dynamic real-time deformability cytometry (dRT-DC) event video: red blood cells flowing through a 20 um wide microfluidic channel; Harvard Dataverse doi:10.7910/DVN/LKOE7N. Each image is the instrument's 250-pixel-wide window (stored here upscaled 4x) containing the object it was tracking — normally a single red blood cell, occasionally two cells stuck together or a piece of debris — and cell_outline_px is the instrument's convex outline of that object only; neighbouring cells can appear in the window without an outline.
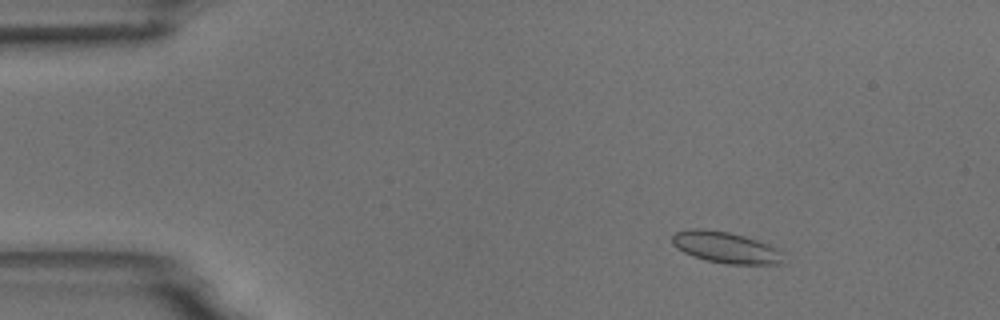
{"species": "common noctule bat (a hibernating species)", "species_latin": "Nyctalus noctula", "temperature_condition": "room temperature", "stored_images_in_passage": 6, "camera_frame_rate_fps": 3000, "um_per_image_px": 0.085, "animal": {"sex": "male", "body_mass_g": 18.8}, "frame": {"image": 1, "passage_image": 3, "time_ms": 2.333, "image_size_px": [1000, 320], "cell_outline_px": [[784, 264], [728, 264], [704, 260], [692, 256], [676, 248], [672, 244], [672, 236], [676, 232], [692, 228], [700, 228], [728, 232], [744, 236], [768, 244], [784, 252]], "centroid_in_image_um": [61.7, 21.04], "position_along_channel_um": 23.3, "area_um2": 20.46}}
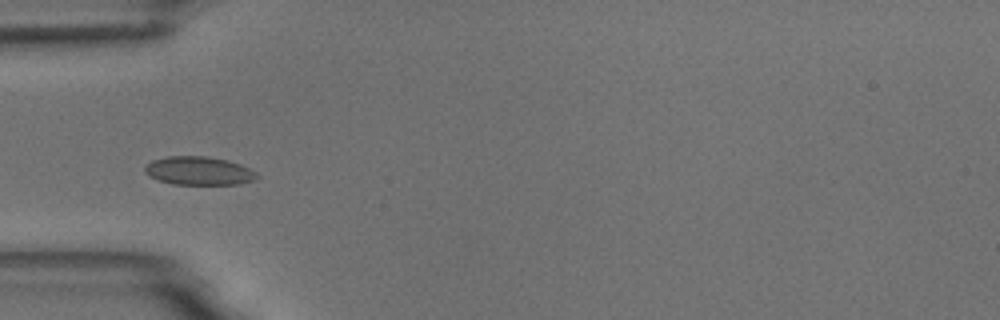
{"frame": {"image": 2, "passage_image": 6, "time_ms": 5.667, "image_size_px": [1000, 320], "cell_outline_px": [[260, 176], [256, 180], [240, 184], [172, 184], [160, 180], [144, 172], [144, 168], [152, 160], [168, 156], [208, 156], [228, 160], [240, 164], [256, 172]], "centroid_in_image_um": [16.95, 14.51], "position_along_channel_um": 68.1, "area_um2": 18.55}}